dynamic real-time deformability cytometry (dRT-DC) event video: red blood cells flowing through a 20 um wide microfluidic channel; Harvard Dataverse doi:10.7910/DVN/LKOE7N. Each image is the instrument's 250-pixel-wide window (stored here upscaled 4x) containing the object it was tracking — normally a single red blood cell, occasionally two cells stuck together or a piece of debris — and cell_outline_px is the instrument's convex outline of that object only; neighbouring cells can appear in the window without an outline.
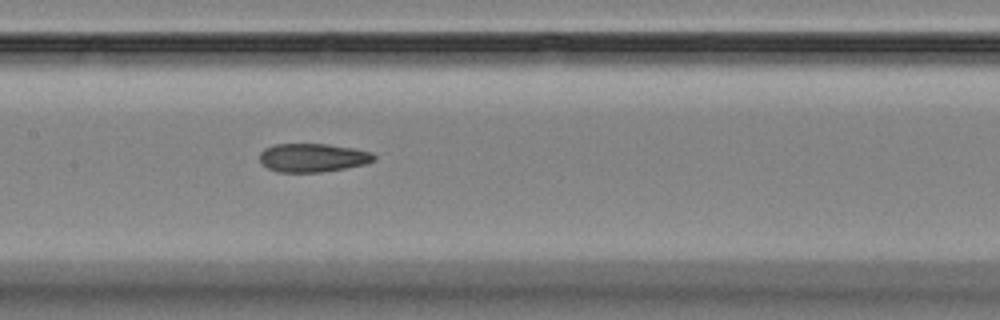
{"species": "Egyptian fruit bat (a non-hibernating species)", "species_latin": "Rousettus aegyptiacus", "temperature_condition": "room temperature", "stored_images_in_passage": 6, "camera_frame_rate_fps": 3000, "um_per_image_px": 0.085, "animal": {"sex": "female"}, "frame": {"image": 1, "passage_image": 6, "time_ms": 6.667, "image_size_px": [1000, 320], "cell_outline_px": [[376, 160], [364, 164], [344, 168], [320, 172], [276, 172], [260, 164], [260, 152], [264, 148], [272, 144], [328, 144], [352, 148], [372, 152], [376, 156]], "centroid_in_image_um": [26.55, 13.4], "position_along_channel_um": 180.9, "area_um2": 19.13}}